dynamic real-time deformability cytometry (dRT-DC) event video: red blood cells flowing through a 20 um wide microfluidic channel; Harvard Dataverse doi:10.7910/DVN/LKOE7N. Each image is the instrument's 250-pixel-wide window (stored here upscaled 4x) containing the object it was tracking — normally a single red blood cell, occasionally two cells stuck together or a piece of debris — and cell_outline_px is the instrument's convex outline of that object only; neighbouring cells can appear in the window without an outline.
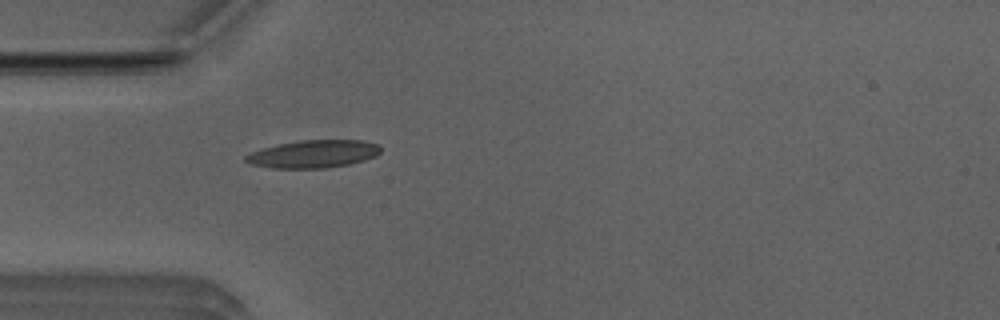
{"species": "Egyptian fruit bat (a non-hibernating species)", "species_latin": "Rousettus aegyptiacus", "temperature_condition": "room temperature", "stored_images_in_passage": 1, "camera_frame_rate_fps": 3000, "um_per_image_px": 0.085, "animal": {"sex": "male"}, "frame": {"image": 1, "passage_image": 1, "time_ms": 0.0, "image_size_px": [1000, 320], "cell_outline_px": [[380, 152], [376, 156], [364, 160], [348, 164], [324, 168], [276, 168], [252, 164], [244, 160], [244, 156], [252, 152], [264, 148], [280, 144], [300, 140], [364, 140], [380, 144]], "centroid_in_image_um": [26.69, 13.08], "position_along_channel_um": 58.3, "area_um2": 21.62}}